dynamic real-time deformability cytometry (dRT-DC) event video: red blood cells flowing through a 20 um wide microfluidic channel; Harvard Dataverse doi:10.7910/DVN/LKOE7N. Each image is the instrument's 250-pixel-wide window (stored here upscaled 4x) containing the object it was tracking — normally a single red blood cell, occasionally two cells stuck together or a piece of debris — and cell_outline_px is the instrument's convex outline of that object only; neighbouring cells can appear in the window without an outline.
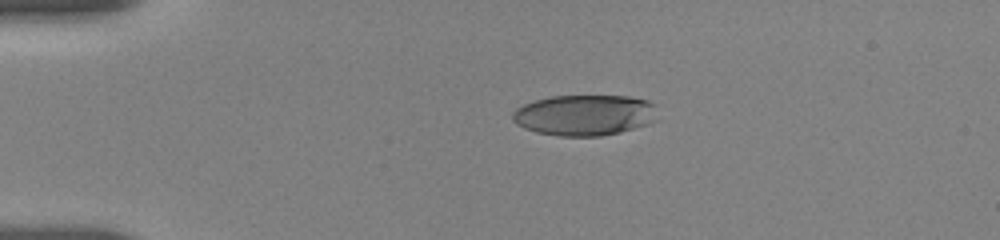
{"species": "human", "species_latin": "Homo sapiens", "temperature_condition": "room temperature", "stored_images_in_passage": 6, "camera_frame_rate_fps": 3000, "um_per_image_px": 0.085, "donor": {"sex": "female"}, "frame": {"image": 1, "passage_image": 1, "time_ms": 0.0, "image_size_px": [1000, 240], "cell_outline_px": [[660, 120], [648, 124], [620, 132], [600, 136], [556, 136], [536, 132], [524, 128], [516, 124], [512, 120], [512, 112], [516, 108], [524, 104], [536, 100], [552, 96], [628, 96], [648, 100], [656, 104]], "centroid_in_image_um": [49.74, 9.78], "position_along_channel_um": 35.3, "area_um2": 35.03}}
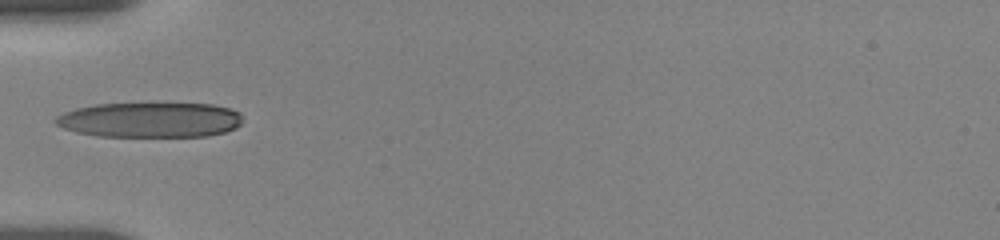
{"frame": {"image": 2, "passage_image": 5, "time_ms": 2.333, "image_size_px": [1000, 240], "cell_outline_px": [[240, 124], [236, 128], [224, 132], [208, 136], [96, 136], [76, 132], [64, 128], [56, 124], [52, 120], [56, 116], [64, 112], [76, 108], [96, 104], [152, 100], [212, 104], [228, 108], [240, 112]], "centroid_in_image_um": [12.73, 10.13], "position_along_channel_um": 72.3, "area_um2": 39.77}}